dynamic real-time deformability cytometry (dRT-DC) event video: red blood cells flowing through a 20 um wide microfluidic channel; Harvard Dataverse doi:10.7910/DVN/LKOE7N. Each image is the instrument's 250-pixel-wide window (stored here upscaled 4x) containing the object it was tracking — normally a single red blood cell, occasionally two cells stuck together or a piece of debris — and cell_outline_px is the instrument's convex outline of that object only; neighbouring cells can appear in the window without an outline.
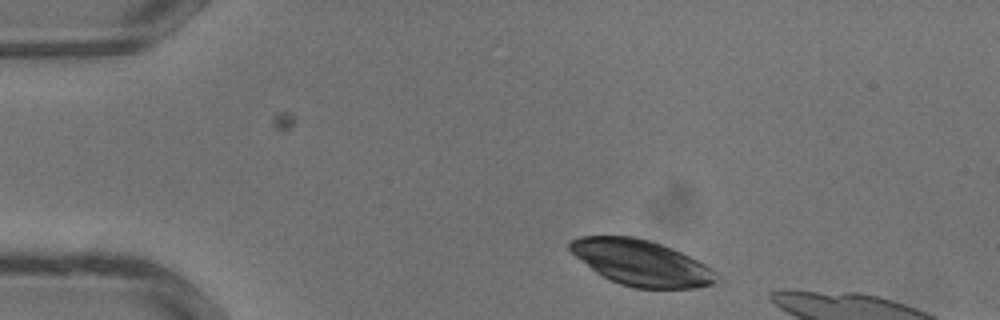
{"species": "common noctule bat (a hibernating species)", "species_latin": "Nyctalus noctula", "temperature_condition": "warm", "stored_images_in_passage": 14, "camera_frame_rate_fps": 3000, "um_per_image_px": 0.085, "animal": {"sex": "male", "body_mass_g": 13.3}, "frame": {"image": 1, "passage_image": 1, "time_ms": 0.0, "image_size_px": [1000, 320], "cell_outline_px": [[720, 284], [696, 288], [636, 288], [620, 284], [596, 272], [576, 256], [568, 248], [568, 244], [572, 240], [580, 236], [632, 236], [652, 240], [672, 248], [712, 268], [716, 272]], "centroid_in_image_um": [54.56, 22.34], "position_along_channel_um": 30.4, "area_um2": 38.96}}